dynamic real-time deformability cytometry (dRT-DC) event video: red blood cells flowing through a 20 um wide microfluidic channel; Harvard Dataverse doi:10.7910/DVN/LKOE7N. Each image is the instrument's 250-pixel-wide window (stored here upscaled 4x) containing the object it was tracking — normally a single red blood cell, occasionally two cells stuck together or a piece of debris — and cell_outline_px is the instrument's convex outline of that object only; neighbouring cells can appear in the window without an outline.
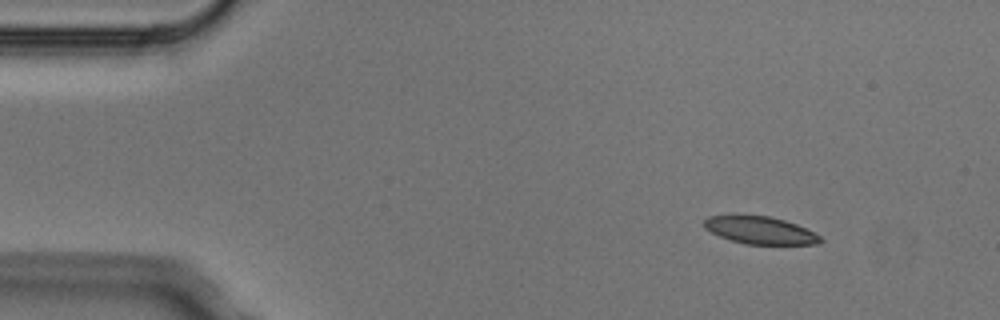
{"species": "Egyptian fruit bat (a non-hibernating species)", "species_latin": "Rousettus aegyptiacus", "temperature_condition": "cold", "stored_images_in_passage": 5, "camera_frame_rate_fps": 3000, "um_per_image_px": 0.085, "animal": {"sex": "male"}, "frame": {"image": 1, "passage_image": 1, "time_ms": 0.0, "image_size_px": [1000, 320], "cell_outline_px": [[824, 240], [816, 244], [744, 244], [720, 236], [704, 228], [704, 220], [708, 216], [732, 212], [736, 212], [768, 216], [784, 220], [796, 224], [820, 236]], "centroid_in_image_um": [64.52, 19.52], "position_along_channel_um": 20.5, "area_um2": 19.13}}
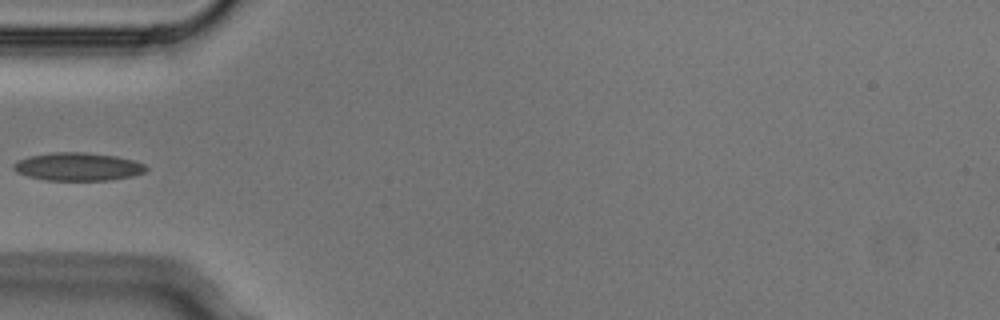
{"frame": {"image": 2, "passage_image": 4, "time_ms": 1.0, "image_size_px": [1000, 320], "cell_outline_px": [[148, 168], [144, 172], [132, 176], [108, 180], [44, 180], [28, 176], [16, 172], [12, 168], [12, 164], [16, 160], [28, 156], [52, 152], [84, 152], [116, 156], [132, 160], [144, 164]], "centroid_in_image_um": [6.57, 14.16], "position_along_channel_um": 78.4, "area_um2": 21.73}}
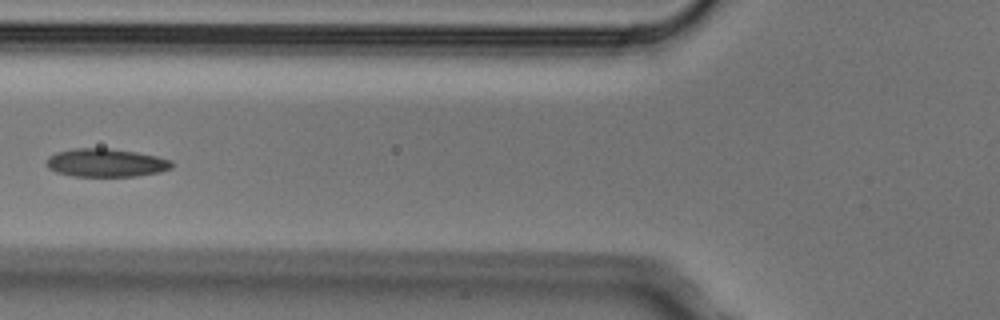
{"frame": {"image": 3, "passage_image": 5, "time_ms": 1.333, "image_size_px": [1000, 320], "cell_outline_px": [[172, 168], [160, 172], [136, 176], [72, 176], [56, 172], [48, 168], [44, 164], [48, 156], [56, 152], [76, 148], [108, 148], [136, 152], [156, 156], [172, 160]], "centroid_in_image_um": [8.98, 13.83], "position_along_channel_um": 116.8, "area_um2": 20.75}}